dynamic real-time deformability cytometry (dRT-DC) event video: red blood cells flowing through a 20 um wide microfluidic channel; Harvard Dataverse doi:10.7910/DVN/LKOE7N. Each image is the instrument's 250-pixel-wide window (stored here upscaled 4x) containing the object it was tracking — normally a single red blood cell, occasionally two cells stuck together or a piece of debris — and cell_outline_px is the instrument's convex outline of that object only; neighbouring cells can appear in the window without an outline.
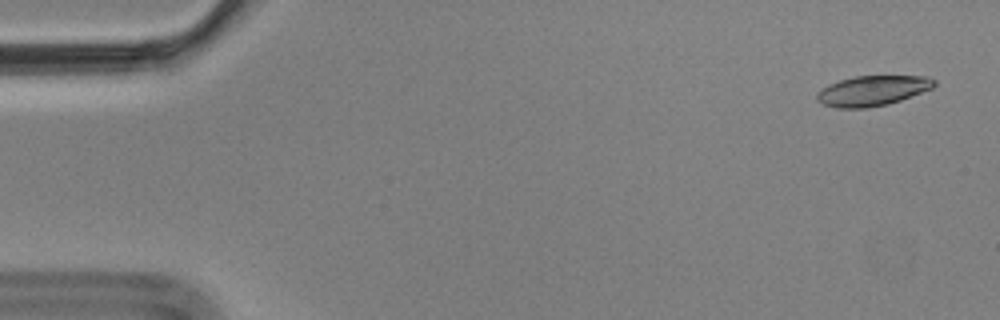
{"species": "Egyptian fruit bat (a non-hibernating species)", "species_latin": "Rousettus aegyptiacus", "temperature_condition": "cold", "stored_images_in_passage": 5, "camera_frame_rate_fps": 3000, "um_per_image_px": 0.085, "animal": {"sex": "male"}, "frame": {"image": 1, "passage_image": 1, "time_ms": 0.0, "image_size_px": [1000, 320], "cell_outline_px": [[936, 84], [932, 88], [900, 100], [888, 104], [868, 108], [836, 108], [824, 104], [816, 100], [816, 92], [828, 84], [840, 80], [856, 76], [928, 76], [936, 80]], "centroid_in_image_um": [74.14, 7.71], "position_along_channel_um": 10.9, "area_um2": 20.63}}